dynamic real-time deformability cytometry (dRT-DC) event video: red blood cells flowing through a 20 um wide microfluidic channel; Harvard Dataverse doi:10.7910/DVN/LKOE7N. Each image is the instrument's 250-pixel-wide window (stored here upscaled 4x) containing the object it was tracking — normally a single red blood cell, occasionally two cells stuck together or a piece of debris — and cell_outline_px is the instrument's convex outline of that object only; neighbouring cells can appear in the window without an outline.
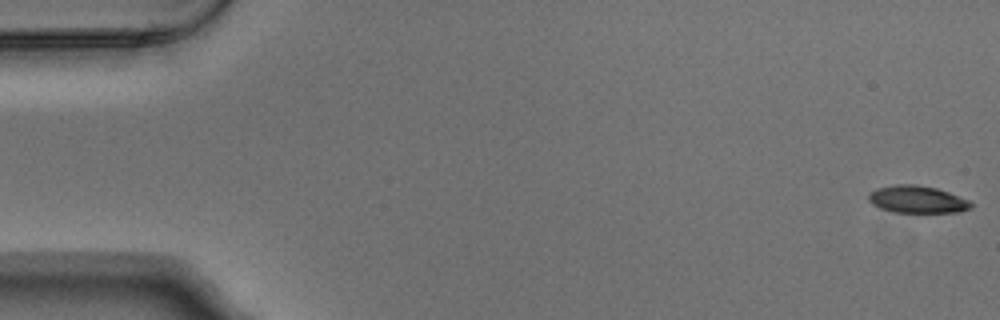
{"species": "Egyptian fruit bat (a non-hibernating species)", "species_latin": "Rousettus aegyptiacus", "temperature_condition": "warm", "stored_images_in_passage": 6, "camera_frame_rate_fps": 3000, "um_per_image_px": 0.085, "animal": {"sex": "male"}, "frame": {"image": 1, "passage_image": 1, "time_ms": 0.0, "image_size_px": [1000, 320], "cell_outline_px": [[972, 208], [960, 212], [892, 212], [880, 208], [872, 204], [868, 200], [868, 192], [876, 188], [896, 184], [916, 184], [936, 188], [948, 192], [968, 200], [972, 204]], "centroid_in_image_um": [77.92, 16.94], "position_along_channel_um": 7.1, "area_um2": 16.36}}
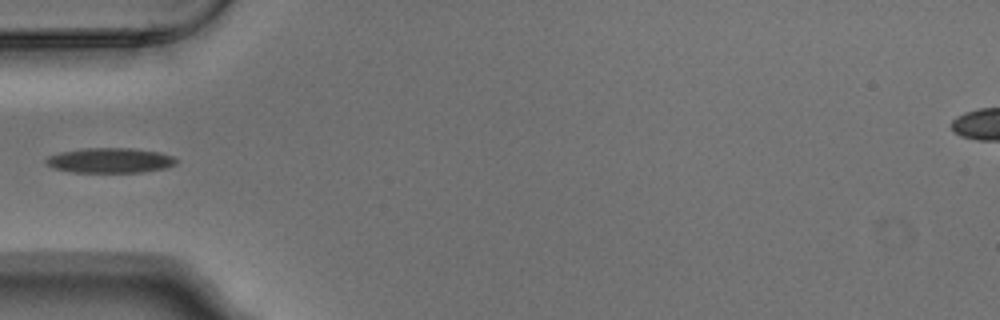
{"frame": {"image": 2, "passage_image": 5, "time_ms": 1.333, "image_size_px": [1000, 320], "cell_outline_px": [[176, 164], [168, 168], [144, 172], [72, 172], [52, 168], [44, 164], [44, 160], [48, 156], [60, 152], [80, 148], [132, 148], [160, 152], [172, 156], [176, 160]], "centroid_in_image_um": [9.32, 13.63], "position_along_channel_um": 75.7, "area_um2": 19.25}}
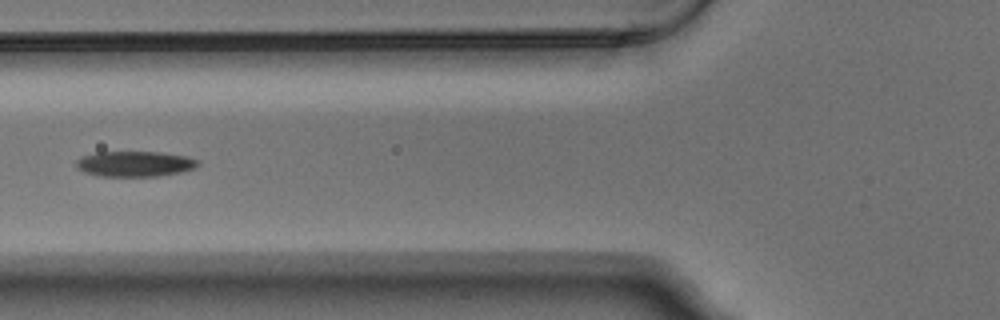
{"frame": {"image": 3, "passage_image": 6, "time_ms": 1.667, "image_size_px": [1000, 320], "cell_outline_px": [[200, 164], [196, 168], [180, 172], [156, 176], [100, 176], [84, 172], [76, 168], [76, 160], [80, 156], [96, 152], [160, 152], [188, 156], [200, 160]], "centroid_in_image_um": [11.47, 13.92], "position_along_channel_um": 114.3, "area_um2": 18.26}}